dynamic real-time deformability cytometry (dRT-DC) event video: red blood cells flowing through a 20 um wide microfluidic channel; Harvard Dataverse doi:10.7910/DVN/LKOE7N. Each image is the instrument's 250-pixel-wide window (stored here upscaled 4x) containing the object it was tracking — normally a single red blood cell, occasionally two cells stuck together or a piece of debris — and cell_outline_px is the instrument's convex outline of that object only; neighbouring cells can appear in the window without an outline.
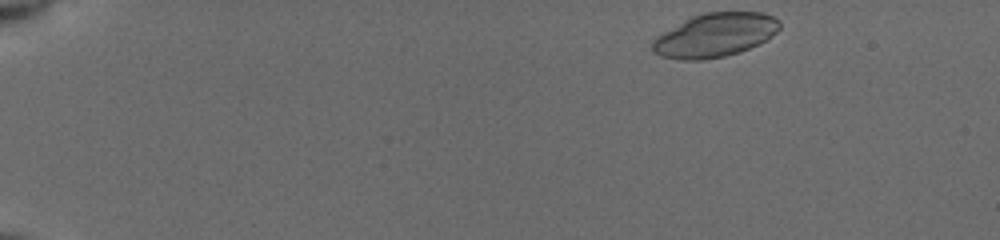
{"species": "common noctule bat (a hibernating species)", "species_latin": "Nyctalus noctula", "temperature_condition": "cold", "stored_images_in_passage": 16, "camera_frame_rate_fps": 3000, "um_per_image_px": 0.085, "animal": {"sex": "female", "body_mass_g": 19.5, "forearm_length_mm": 54.1}, "frame": {"image": 1, "passage_image": 1, "time_ms": 0.0, "image_size_px": [1000, 240], "cell_outline_px": [[780, 28], [776, 32], [764, 40], [748, 48], [724, 56], [700, 60], [680, 60], [660, 56], [652, 48], [652, 40], [656, 36], [684, 20], [692, 16], [704, 12], [764, 12], [780, 20]], "centroid_in_image_um": [60.75, 2.97], "position_along_channel_um": 24.2, "area_um2": 32.14}}